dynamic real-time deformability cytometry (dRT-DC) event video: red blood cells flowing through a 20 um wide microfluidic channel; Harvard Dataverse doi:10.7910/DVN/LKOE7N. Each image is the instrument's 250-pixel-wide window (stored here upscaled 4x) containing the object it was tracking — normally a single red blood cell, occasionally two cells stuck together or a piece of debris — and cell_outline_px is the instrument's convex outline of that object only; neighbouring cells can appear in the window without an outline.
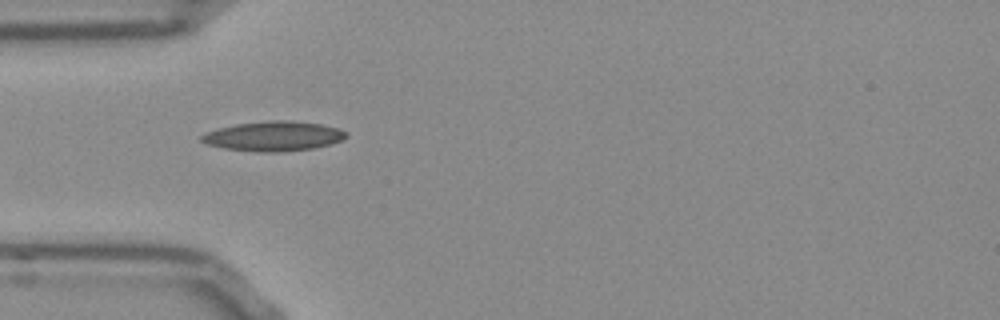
{"species": "Egyptian fruit bat (a non-hibernating species)", "species_latin": "Rousettus aegyptiacus", "temperature_condition": "room temperature", "stored_images_in_passage": 38, "camera_frame_rate_fps": 3000, "um_per_image_px": 0.085, "frame": {"image": 1, "passage_image": 1, "time_ms": 0.0, "image_size_px": [1000, 320], "cell_outline_px": [[348, 136], [332, 144], [312, 148], [276, 152], [260, 152], [224, 148], [208, 144], [200, 140], [200, 136], [204, 132], [216, 128], [236, 124], [268, 120], [292, 120], [320, 124], [340, 128], [348, 132]], "centroid_in_image_um": [23.25, 11.56], "position_along_channel_um": 61.8, "area_um2": 25.2}}
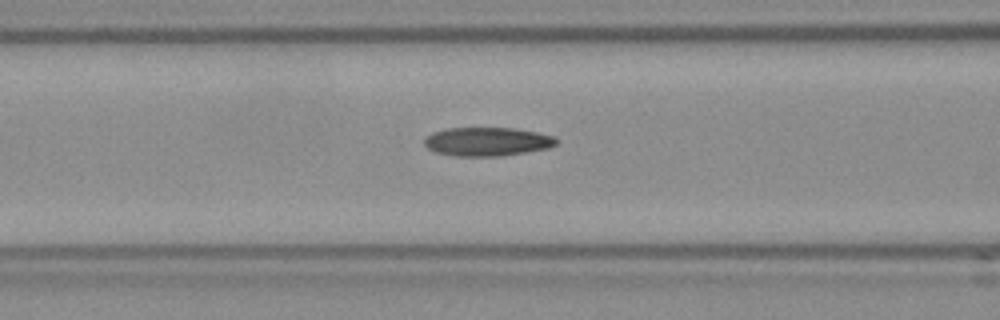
{"frame": {"image": 2, "passage_image": 6, "time_ms": 1.667, "image_size_px": [1000, 320], "cell_outline_px": [[560, 140], [556, 144], [548, 148], [524, 152], [496, 156], [452, 156], [436, 152], [428, 148], [424, 144], [424, 140], [432, 132], [448, 128], [516, 128], [556, 136]], "centroid_in_image_um": [41.43, 12.03], "position_along_channel_um": 125.2, "area_um2": 22.08}}
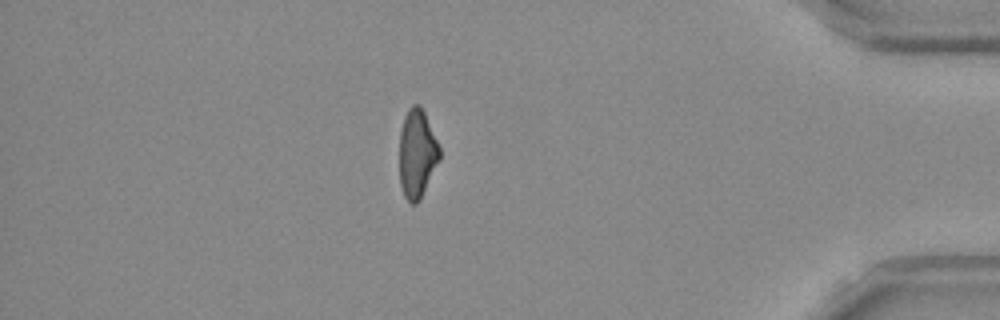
{"frame": {"image": 3, "passage_image": 31, "time_ms": 10.0, "image_size_px": [1000, 320], "cell_outline_px": [[440, 160], [420, 200], [416, 204], [412, 204], [404, 196], [400, 184], [400, 132], [404, 116], [408, 108], [412, 104], [420, 104], [424, 112], [440, 148]], "centroid_in_image_um": [35.45, 13.06], "position_along_channel_um": 399.8, "area_um2": 20.75}, "authors_computed_cell_mechanics": {"area_um2": 21.7039, "velocity_mm_per_s": 3.81, "shape_relaxation_time_tau1_ms": 8.0553, "shape_relaxation_time_tau2_ms": 4.8706, "deformation_change_tau1": 0.2323, "deformation_change_tau2": 0.1422}}